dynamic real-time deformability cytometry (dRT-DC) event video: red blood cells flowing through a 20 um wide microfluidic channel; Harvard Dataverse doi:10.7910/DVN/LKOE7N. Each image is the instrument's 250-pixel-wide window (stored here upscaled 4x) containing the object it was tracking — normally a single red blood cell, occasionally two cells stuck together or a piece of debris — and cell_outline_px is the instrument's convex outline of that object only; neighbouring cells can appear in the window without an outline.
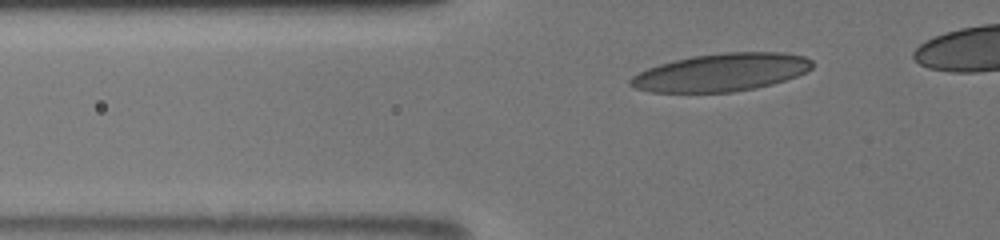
{"species": "human", "species_latin": "Homo sapiens", "temperature_condition": "room temperature", "stored_images_in_passage": 18, "camera_frame_rate_fps": 3000, "um_per_image_px": 0.085, "donor": {"sex": "male"}, "frame": {"image": 1, "passage_image": 6, "time_ms": 1.667, "image_size_px": [1000, 240], "cell_outline_px": [[812, 68], [796, 76], [772, 84], [756, 88], [732, 92], [648, 92], [636, 88], [628, 84], [628, 80], [632, 76], [648, 68], [660, 64], [692, 56], [724, 52], [784, 52], [804, 56], [812, 60]], "centroid_in_image_um": [61.3, 6.15], "position_along_channel_um": 64.5, "area_um2": 40.0}}
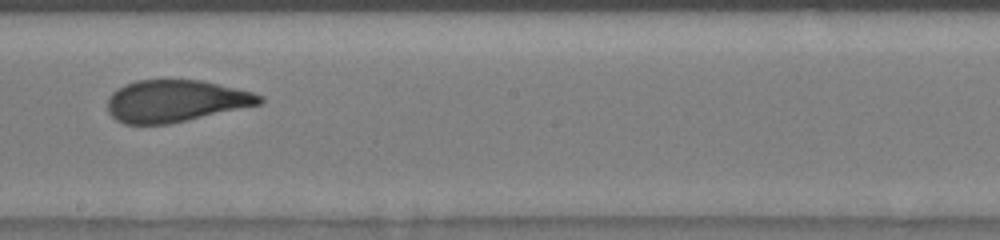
{"frame": {"image": 2, "passage_image": 12, "time_ms": 3.667, "image_size_px": [1000, 240], "cell_outline_px": [[264, 100], [260, 104], [168, 124], [124, 124], [116, 120], [108, 112], [108, 96], [112, 92], [124, 84], [136, 80], [200, 80], [236, 88], [252, 92], [264, 96]], "centroid_in_image_um": [14.89, 8.58], "position_along_channel_um": 233.3, "area_um2": 37.05}}
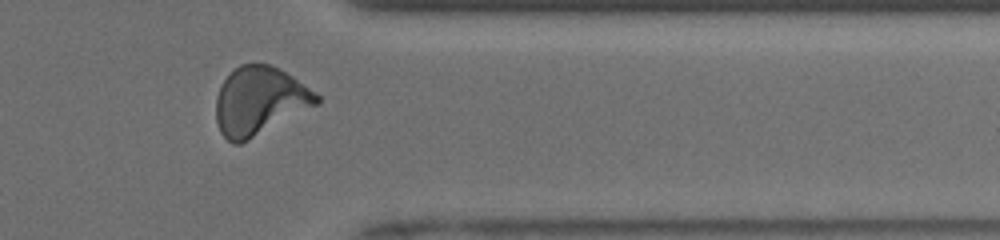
{"frame": {"image": 3, "passage_image": 16, "time_ms": 5.0, "image_size_px": [1000, 240], "cell_outline_px": [[320, 104], [240, 144], [232, 144], [220, 132], [216, 120], [216, 96], [224, 80], [240, 64], [268, 64], [280, 68], [316, 92], [320, 96]], "centroid_in_image_um": [22.08, 8.59], "position_along_channel_um": 389.3, "area_um2": 40.0}}